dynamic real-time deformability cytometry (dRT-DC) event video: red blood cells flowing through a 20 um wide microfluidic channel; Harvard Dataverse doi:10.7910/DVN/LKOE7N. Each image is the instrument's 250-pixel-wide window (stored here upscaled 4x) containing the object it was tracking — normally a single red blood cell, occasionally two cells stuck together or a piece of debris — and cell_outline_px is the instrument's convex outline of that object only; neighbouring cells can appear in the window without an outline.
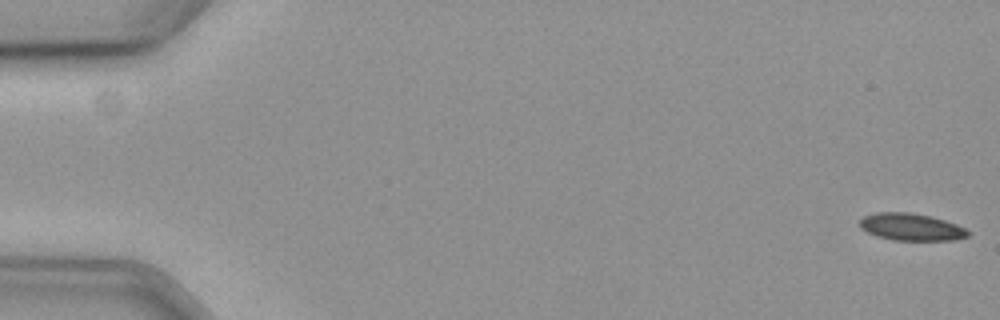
{"species": "common noctule bat (a hibernating species)", "species_latin": "Nyctalus noctula", "temperature_condition": "cold", "stored_images_in_passage": 59, "camera_frame_rate_fps": 3000, "um_per_image_px": 0.085, "animal": {"sex": "female", "body_mass_g": 19.3, "forearm_length_mm": 54.1}, "frame": {"image": 1, "passage_image": 1, "time_ms": 0.0, "image_size_px": [1000, 320], "cell_outline_px": [[972, 232], [968, 236], [956, 240], [892, 240], [876, 236], [860, 228], [860, 220], [864, 216], [876, 212], [912, 212], [932, 216], [956, 224]], "centroid_in_image_um": [77.46, 19.29], "position_along_channel_um": 7.5, "area_um2": 17.28}}
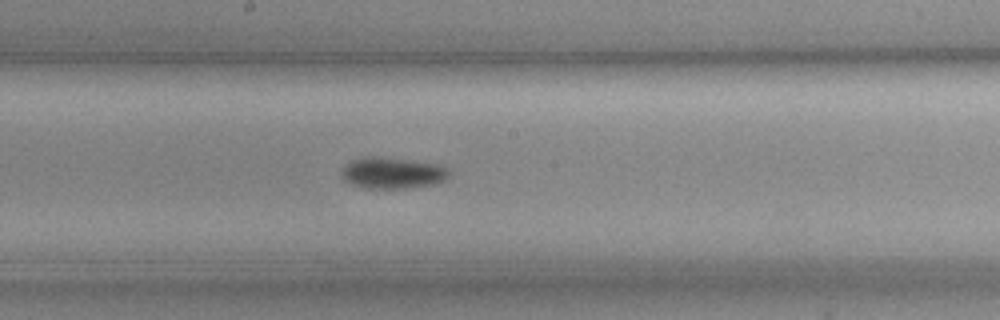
{"frame": {"image": 2, "passage_image": 32, "time_ms": 10.333, "image_size_px": [1000, 320], "cell_outline_px": [[448, 176], [444, 180], [436, 184], [404, 188], [360, 188], [344, 180], [340, 176], [340, 172], [352, 160], [364, 156], [372, 156], [436, 164], [448, 168]], "centroid_in_image_um": [33.31, 14.72], "position_along_channel_um": 214.9, "area_um2": 19.36}}
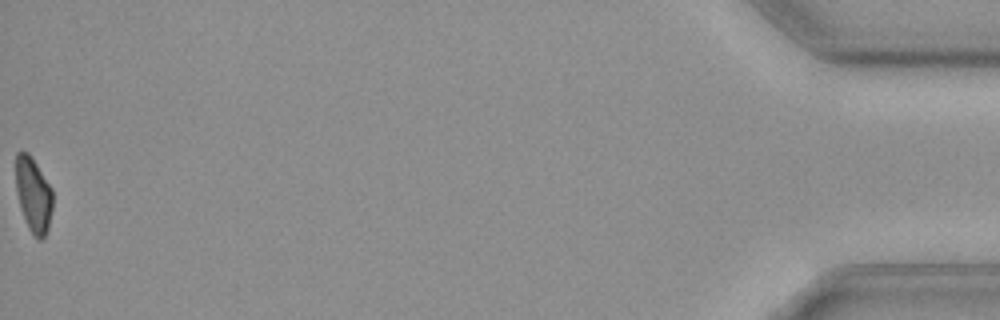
{"frame": {"image": 3, "passage_image": 59, "time_ms": 19.333, "image_size_px": [1000, 320], "cell_outline_px": [[52, 208], [48, 228], [44, 236], [40, 240], [36, 240], [32, 236], [28, 228], [20, 208], [16, 192], [16, 152], [28, 152], [52, 188]], "centroid_in_image_um": [2.83, 16.6], "position_along_channel_um": 432.4, "area_um2": 16.13}, "authors_computed_cell_mechanics": {"area_um2": 17.918, "velocity_mm_per_s": 3.593, "shape_relaxation_time_tau1_ms": 6.0702, "shape_relaxation_time_tau2_ms": null, "deformation_change_tau1": 0.0749, "deformation_change_tau2": null}}